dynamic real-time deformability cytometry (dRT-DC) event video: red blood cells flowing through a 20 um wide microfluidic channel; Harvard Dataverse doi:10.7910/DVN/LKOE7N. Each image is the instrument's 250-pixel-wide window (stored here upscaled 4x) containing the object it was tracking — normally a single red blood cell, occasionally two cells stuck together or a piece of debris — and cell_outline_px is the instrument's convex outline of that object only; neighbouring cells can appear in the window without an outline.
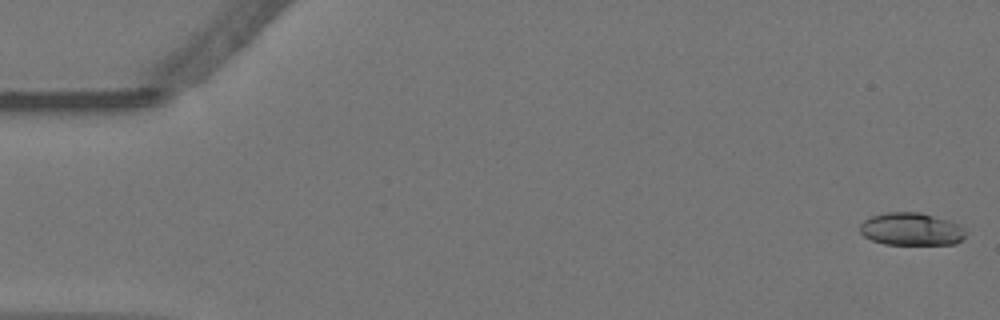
{"species": "Egyptian fruit bat (a non-hibernating species)", "species_latin": "Rousettus aegyptiacus", "temperature_condition": "warm", "stored_images_in_passage": 57, "camera_frame_rate_fps": 3000, "um_per_image_px": 0.085, "animal": {"sex": "female"}, "frame": {"image": 1, "passage_image": 1, "time_ms": 0.0, "image_size_px": [1000, 320], "cell_outline_px": [[968, 232], [956, 244], [884, 244], [872, 240], [864, 236], [860, 232], [860, 224], [864, 220], [872, 216], [888, 212], [920, 212], [948, 220], [960, 224]], "centroid_in_image_um": [77.48, 19.47], "position_along_channel_um": 7.5, "area_um2": 20.17}}
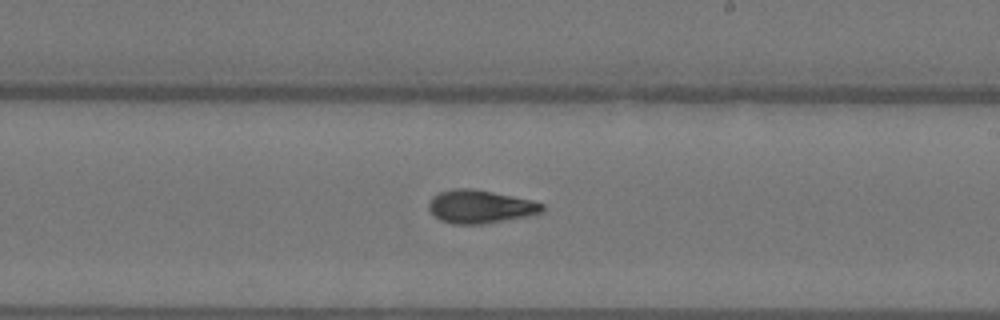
{"frame": {"image": 2, "passage_image": 33, "time_ms": 10.667, "image_size_px": [1000, 320], "cell_outline_px": [[544, 212], [524, 216], [480, 224], [452, 224], [440, 220], [428, 208], [428, 204], [432, 196], [440, 192], [456, 188], [472, 188], [532, 200], [544, 204]], "centroid_in_image_um": [40.8, 17.55], "position_along_channel_um": 248.2, "area_um2": 21.68}}
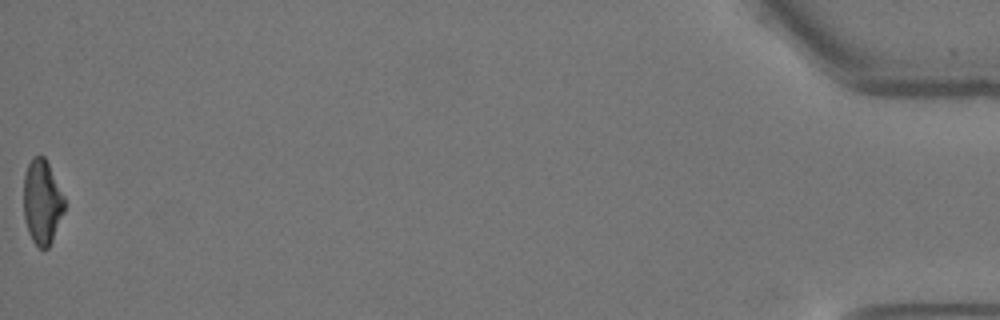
{"frame": {"image": 3, "passage_image": 57, "time_ms": 18.667, "image_size_px": [1000, 320], "cell_outline_px": [[68, 204], [52, 240], [48, 248], [40, 248], [32, 240], [28, 232], [24, 216], [24, 176], [28, 164], [32, 156], [44, 156]], "centroid_in_image_um": [3.6, 17.17], "position_along_channel_um": 431.6, "area_um2": 20.17}, "authors_computed_cell_mechanics": {"area_um2": 21.097, "velocity_mm_per_s": 3.5559, "shape_relaxation_time_tau1_ms": 7.793, "shape_relaxation_time_tau2_ms": 2.8389, "deformation_change_tau1": 0.2148, "deformation_change_tau2": 0.0948}}